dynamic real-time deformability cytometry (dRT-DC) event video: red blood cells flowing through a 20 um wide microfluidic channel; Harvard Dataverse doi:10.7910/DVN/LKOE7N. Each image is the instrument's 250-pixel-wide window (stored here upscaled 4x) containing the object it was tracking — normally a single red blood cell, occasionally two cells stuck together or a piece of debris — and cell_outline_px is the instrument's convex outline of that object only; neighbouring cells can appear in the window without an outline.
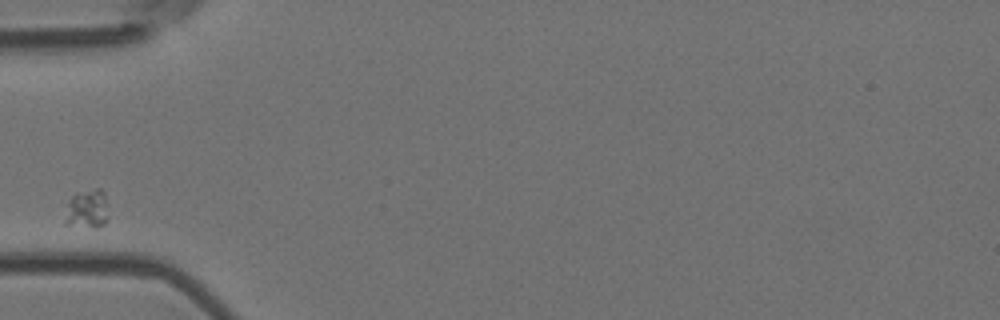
{"species": "Egyptian fruit bat (a non-hibernating species)", "species_latin": "Rousettus aegyptiacus", "temperature_condition": "room temperature", "stored_images_in_passage": 7, "camera_frame_rate_fps": 3000, "um_per_image_px": 0.085, "animal": {"sex": "female"}, "frame": {"image": 1, "passage_image": 1, "time_ms": 0.0, "image_size_px": [1000, 320], "cell_outline_px": [[108, 220], [104, 224], [96, 228], [92, 228], [64, 224], [64, 220], [68, 200], [76, 192], [96, 188], [100, 188], [104, 192], [108, 216]], "centroid_in_image_um": [7.39, 17.77], "position_along_channel_um": 77.6, "area_um2": 10.12}}
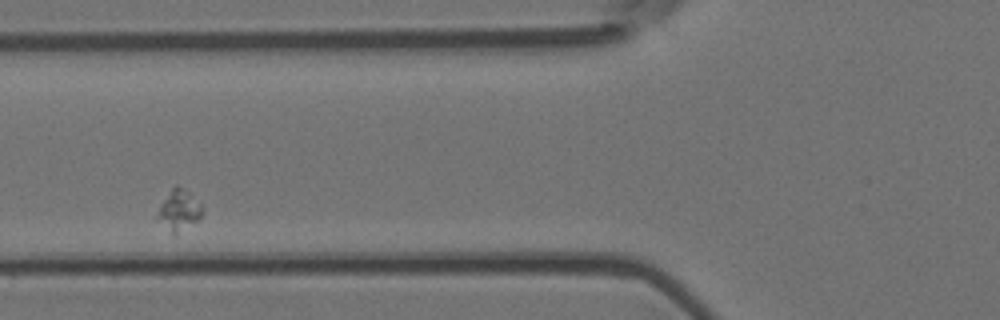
{"frame": {"image": 2, "passage_image": 2, "time_ms": 0.333, "image_size_px": [1000, 320], "cell_outline_px": [[204, 212], [196, 220], [172, 236], [156, 216], [160, 204], [172, 188], [176, 184], [184, 188], [200, 204]], "centroid_in_image_um": [15.18, 17.85], "position_along_channel_um": 110.6, "area_um2": 10.29}}
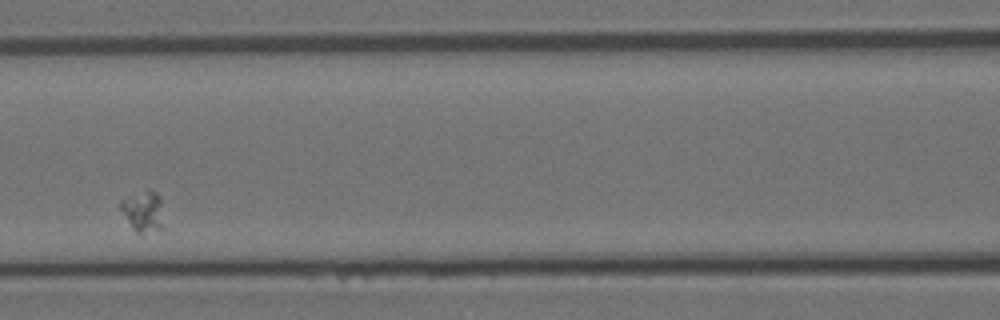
{"frame": {"image": 3, "passage_image": 3, "time_ms": 0.667, "image_size_px": [1000, 320], "cell_outline_px": [[164, 228], [140, 236], [132, 228], [120, 208], [120, 204], [124, 200], [148, 188], [156, 192], [160, 200], [164, 224]], "centroid_in_image_um": [12.22, 18.03], "position_along_channel_um": 154.4, "area_um2": 10.29}}